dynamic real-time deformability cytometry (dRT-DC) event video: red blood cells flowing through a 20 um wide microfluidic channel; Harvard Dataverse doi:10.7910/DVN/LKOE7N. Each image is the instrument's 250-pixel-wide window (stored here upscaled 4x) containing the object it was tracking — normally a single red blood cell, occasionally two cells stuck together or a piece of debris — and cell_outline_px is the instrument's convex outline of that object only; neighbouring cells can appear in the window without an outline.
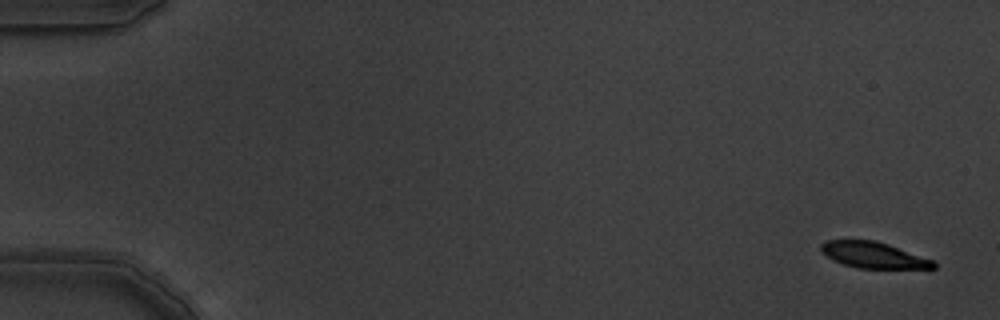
{"species": "common noctule bat (a hibernating species)", "species_latin": "Nyctalus noctula", "temperature_condition": "warm", "stored_images_in_passage": 6, "camera_frame_rate_fps": 3000, "um_per_image_px": 0.085, "animal": {"sex": "male", "body_mass_g": 19.5, "forearm_length_mm": 54.6}, "frame": {"image": 1, "passage_image": 1, "time_ms": 0.0, "image_size_px": [1000, 320], "cell_outline_px": [[936, 268], [856, 268], [832, 260], [820, 248], [820, 244], [824, 240], [876, 240], [888, 244], [932, 260], [936, 264]], "centroid_in_image_um": [74.21, 21.67], "position_along_channel_um": 10.8, "area_um2": 16.88}}
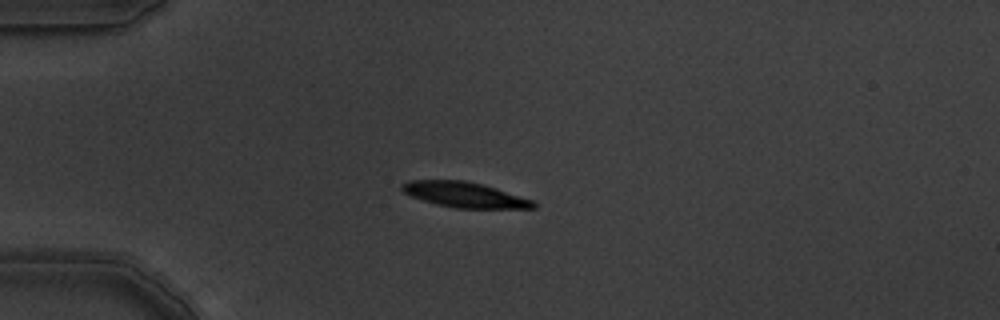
{"frame": {"image": 2, "passage_image": 5, "time_ms": 1.333, "image_size_px": [1000, 320], "cell_outline_px": [[536, 208], [456, 208], [436, 204], [412, 196], [404, 192], [400, 188], [400, 184], [408, 180], [464, 180], [496, 188], [532, 200], [536, 204]], "centroid_in_image_um": [39.46, 16.55], "position_along_channel_um": 45.5, "area_um2": 19.19}}